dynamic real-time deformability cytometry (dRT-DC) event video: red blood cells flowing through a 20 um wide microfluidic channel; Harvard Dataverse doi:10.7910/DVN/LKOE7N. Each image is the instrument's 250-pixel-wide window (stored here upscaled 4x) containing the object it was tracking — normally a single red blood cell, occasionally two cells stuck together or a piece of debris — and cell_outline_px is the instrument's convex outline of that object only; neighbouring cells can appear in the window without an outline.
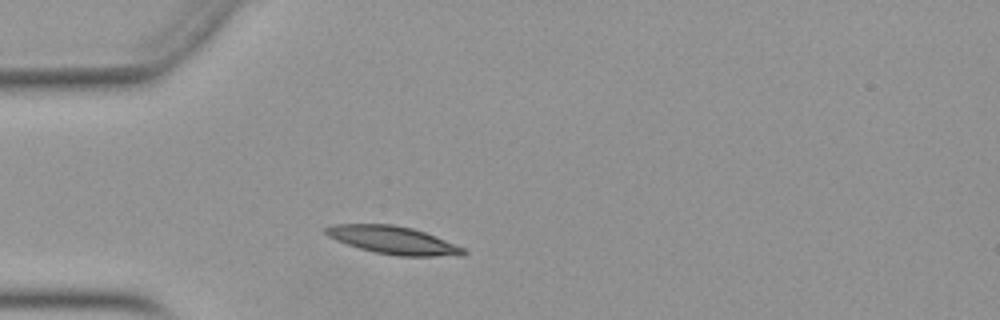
{"species": "Egyptian fruit bat (a non-hibernating species)", "species_latin": "Rousettus aegyptiacus", "temperature_condition": "warm", "stored_images_in_passage": 29, "camera_frame_rate_fps": 3000, "um_per_image_px": 0.085, "animal": {"sex": "female"}, "frame": {"image": 1, "passage_image": 2, "time_ms": 0.333, "image_size_px": [1000, 320], "cell_outline_px": [[468, 252], [460, 256], [396, 256], [376, 252], [360, 248], [336, 240], [328, 236], [324, 232], [324, 228], [332, 224], [392, 224], [412, 228], [424, 232], [464, 248]], "centroid_in_image_um": [33.4, 20.41], "position_along_channel_um": 51.6, "area_um2": 22.14}}
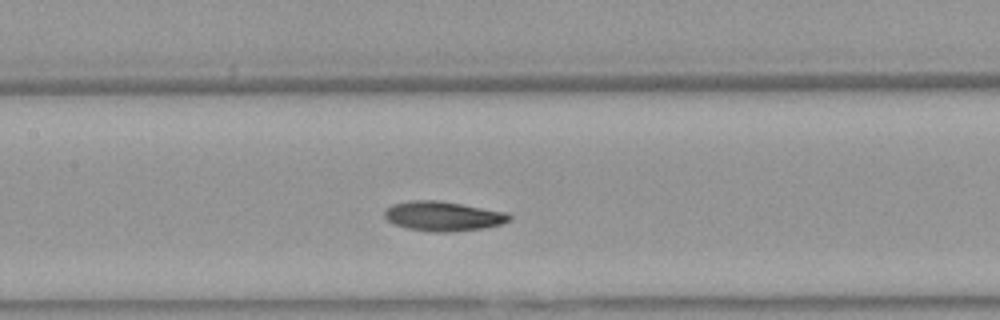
{"frame": {"image": 2, "passage_image": 12, "time_ms": 3.667, "image_size_px": [1000, 320], "cell_outline_px": [[512, 220], [500, 224], [484, 228], [448, 232], [436, 232], [408, 228], [392, 224], [384, 216], [384, 208], [392, 204], [412, 200], [436, 200], [508, 212], [512, 216]], "centroid_in_image_um": [37.65, 18.37], "position_along_channel_um": 169.7, "area_um2": 21.56}}
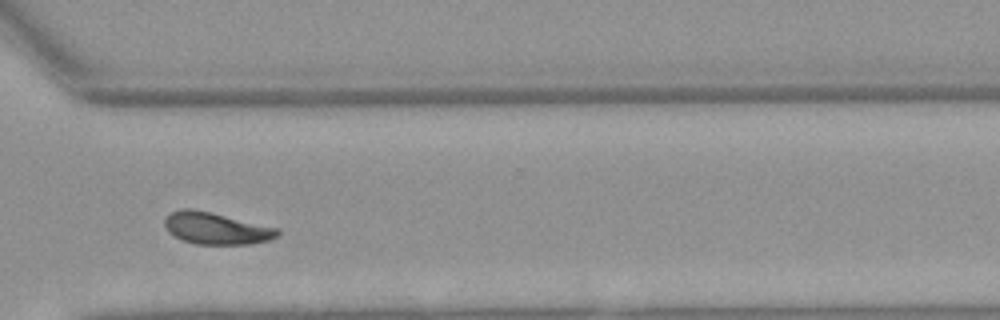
{"frame": {"image": 3, "passage_image": 26, "time_ms": 8.333, "image_size_px": [1000, 320], "cell_outline_px": [[280, 236], [272, 240], [248, 244], [196, 244], [172, 236], [168, 232], [164, 224], [164, 220], [172, 212], [180, 208], [192, 208], [280, 228]], "centroid_in_image_um": [18.41, 19.41], "position_along_channel_um": 352.2, "area_um2": 21.1}, "authors_computed_cell_mechanics": {"area_um2": 21.2126, "velocity_mm_per_s": 3.92, "shape_relaxation_time_tau1_ms": 5.5117, "shape_relaxation_time_tau2_ms": 6.1255, "deformation_change_tau1": 0.1673, "deformation_change_tau2": 0.1256}}